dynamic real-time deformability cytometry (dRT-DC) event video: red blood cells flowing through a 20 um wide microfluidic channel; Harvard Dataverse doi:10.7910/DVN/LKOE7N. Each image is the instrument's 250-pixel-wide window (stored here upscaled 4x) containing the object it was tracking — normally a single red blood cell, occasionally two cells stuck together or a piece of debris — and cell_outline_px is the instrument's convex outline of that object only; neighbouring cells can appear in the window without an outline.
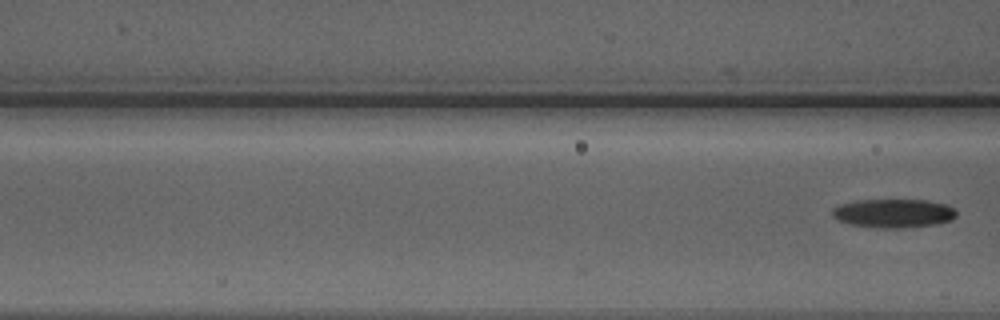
{"species": "Egyptian fruit bat (a non-hibernating species)", "species_latin": "Rousettus aegyptiacus", "temperature_condition": "warm", "stored_images_in_passage": 3, "camera_frame_rate_fps": 3000, "um_per_image_px": 0.085, "animal": {"sex": "male"}, "frame": {"image": 1, "passage_image": 3, "time_ms": 0.667, "image_size_px": [1000, 320], "cell_outline_px": [[956, 216], [952, 220], [940, 224], [900, 228], [884, 228], [852, 224], [836, 220], [832, 216], [832, 208], [840, 204], [856, 200], [924, 200], [948, 204], [956, 208]], "centroid_in_image_um": [75.99, 18.12], "position_along_channel_um": 90.6, "area_um2": 20.98}}